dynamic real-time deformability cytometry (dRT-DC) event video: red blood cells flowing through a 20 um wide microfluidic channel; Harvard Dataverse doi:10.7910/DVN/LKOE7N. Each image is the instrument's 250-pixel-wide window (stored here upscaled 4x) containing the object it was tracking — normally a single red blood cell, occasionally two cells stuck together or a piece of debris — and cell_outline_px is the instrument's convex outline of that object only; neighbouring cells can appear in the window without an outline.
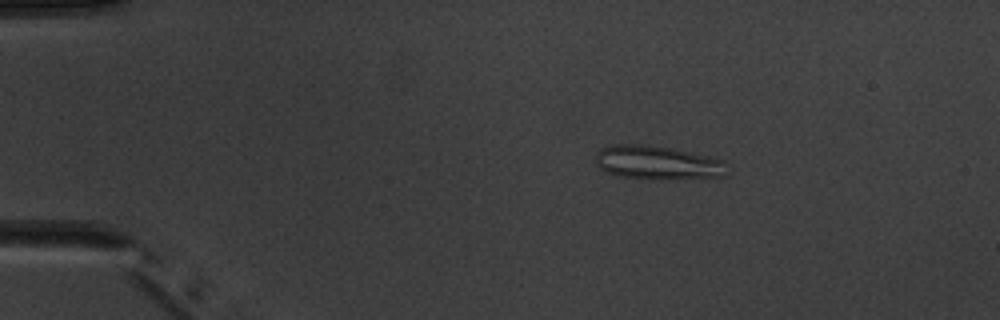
{"species": "common noctule bat (a hibernating species)", "species_latin": "Nyctalus noctula", "temperature_condition": "warm", "stored_images_in_passage": 8, "camera_frame_rate_fps": 3000, "um_per_image_px": 0.085, "animal": {"sex": "male", "body_mass_g": 20.1, "forearm_length_mm": 53.5}, "frame": {"image": 1, "passage_image": 3, "time_ms": 2.333, "image_size_px": [1000, 320], "cell_outline_px": [[728, 176], [668, 180], [616, 176], [600, 168], [596, 164], [596, 152], [600, 148], [616, 144], [640, 144], [668, 148], [708, 156], [724, 160]], "centroid_in_image_um": [55.89, 13.84], "position_along_channel_um": 29.1, "area_um2": 25.95}}
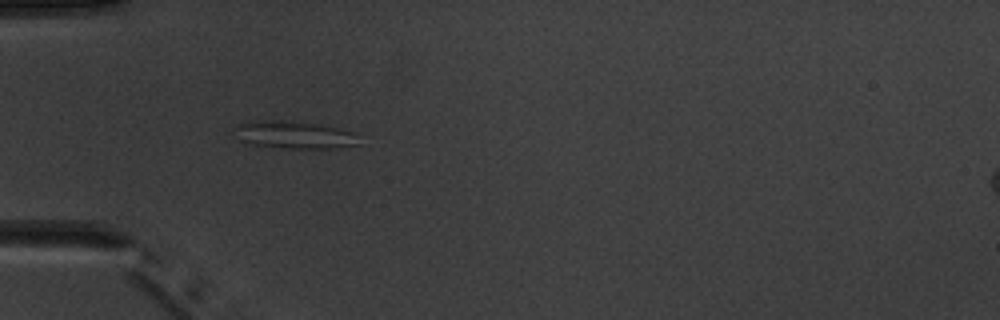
{"frame": {"image": 2, "passage_image": 5, "time_ms": 4.667, "image_size_px": [1000, 320], "cell_outline_px": [[360, 144], [336, 148], [280, 148], [252, 144], [240, 140], [232, 128], [240, 124], [260, 120], [284, 120], [316, 124], [336, 128], [352, 132]], "centroid_in_image_um": [24.97, 11.47], "position_along_channel_um": 60.0, "area_um2": 19.65}}
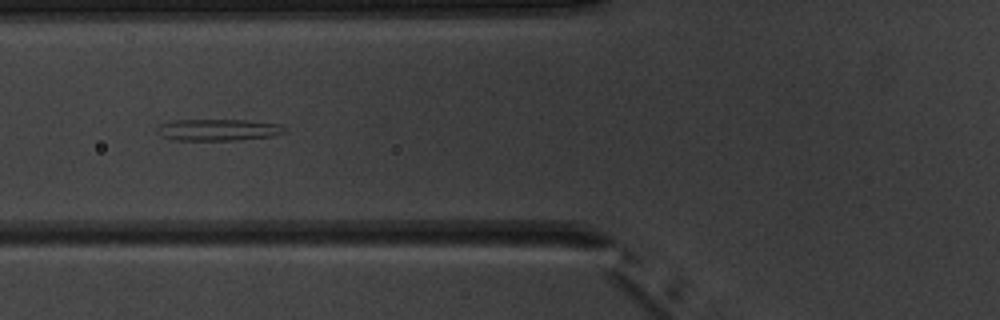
{"frame": {"image": 3, "passage_image": 6, "time_ms": 6.0, "image_size_px": [1000, 320], "cell_outline_px": [[288, 132], [272, 136], [236, 140], [176, 140], [160, 136], [156, 132], [156, 128], [160, 124], [172, 120], [248, 120], [280, 124]], "centroid_in_image_um": [18.52, 11.03], "position_along_channel_um": 107.3, "area_um2": 16.18}}